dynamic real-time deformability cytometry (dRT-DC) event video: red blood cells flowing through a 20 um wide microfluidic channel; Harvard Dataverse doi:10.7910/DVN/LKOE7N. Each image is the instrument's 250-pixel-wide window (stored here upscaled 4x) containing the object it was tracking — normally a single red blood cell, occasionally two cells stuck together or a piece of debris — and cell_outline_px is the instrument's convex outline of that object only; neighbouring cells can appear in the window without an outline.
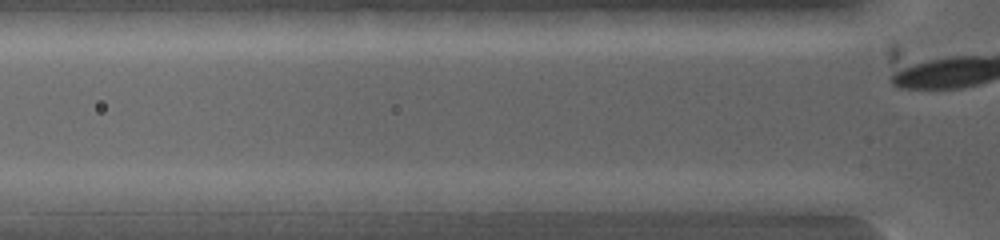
{"species": "common noctule bat (a hibernating species)", "species_latin": "Nyctalus noctula", "temperature_condition": "warm", "stored_images_in_passage": 4, "camera_frame_rate_fps": 5000, "um_per_image_px": 0.085, "animal": {"sex": "female", "body_mass_g": 19.0, "forearm_length_mm": 53.3}, "frame": {"image": 1, "passage_image": 2, "time_ms": 0.2, "image_size_px": [1000, 240], "cell_outline_px": [[620, 200], [576, 212], [500, 212], [496, 200], [556, 192], [608, 192]], "centroid_in_image_um": [47.26, 17.19], "position_along_channel_um": 78.5, "area_um2": 13.76}}